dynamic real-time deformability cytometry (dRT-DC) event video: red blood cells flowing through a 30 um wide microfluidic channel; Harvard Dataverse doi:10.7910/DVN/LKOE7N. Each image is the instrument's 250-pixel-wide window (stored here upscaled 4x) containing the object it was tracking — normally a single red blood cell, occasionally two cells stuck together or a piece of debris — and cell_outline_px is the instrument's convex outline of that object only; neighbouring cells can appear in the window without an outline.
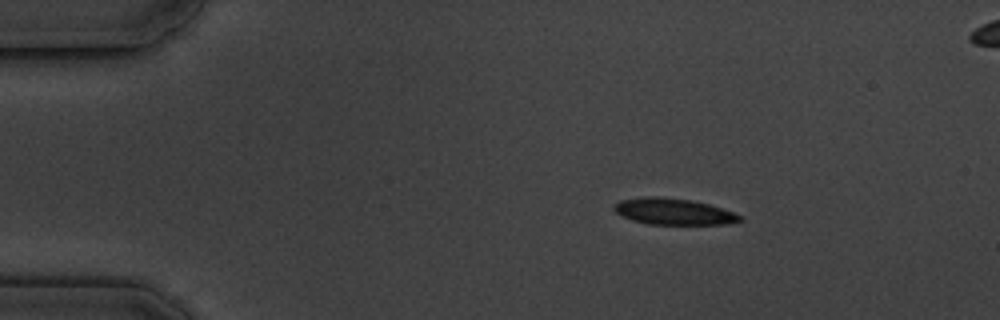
{"species": "common noctule bat (a hibernating species)", "species_latin": "Nyctalus noctula", "temperature_condition": "cold", "stored_images_in_passage": 5, "camera_frame_rate_fps": 3000, "um_per_image_px": 0.085, "animal": {"sex": "male", "body_mass_g": 19.5, "forearm_length_mm": 54.6}, "frame": {"image": 1, "passage_image": 2, "time_ms": 2.0, "image_size_px": [1000, 320], "cell_outline_px": [[744, 220], [728, 224], [648, 224], [632, 220], [620, 216], [612, 208], [612, 204], [620, 200], [644, 196], [656, 196], [692, 200], [708, 204], [744, 216]], "centroid_in_image_um": [57.21, 17.98], "position_along_channel_um": 27.8, "area_um2": 19.48}}